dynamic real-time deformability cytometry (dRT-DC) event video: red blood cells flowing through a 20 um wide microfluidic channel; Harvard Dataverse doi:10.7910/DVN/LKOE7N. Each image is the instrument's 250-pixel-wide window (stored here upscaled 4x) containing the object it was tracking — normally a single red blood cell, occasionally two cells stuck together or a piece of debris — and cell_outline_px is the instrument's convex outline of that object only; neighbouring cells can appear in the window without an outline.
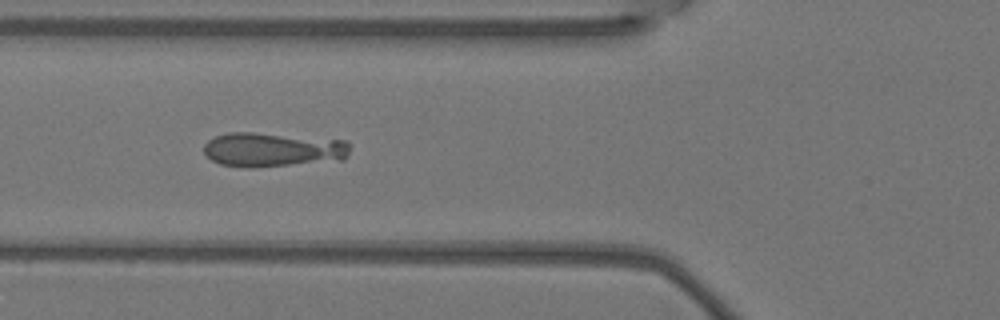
{"species": "Egyptian fruit bat (a non-hibernating species)", "species_latin": "Rousettus aegyptiacus", "temperature_condition": "warm", "stored_images_in_passage": 6, "camera_frame_rate_fps": 3000, "um_per_image_px": 0.085, "animal": {"sex": "female"}, "frame": {"image": 1, "passage_image": 5, "time_ms": 1.333, "image_size_px": [1000, 320], "cell_outline_px": [[348, 156], [344, 160], [252, 168], [244, 168], [220, 164], [212, 160], [204, 152], [204, 144], [208, 140], [216, 136], [228, 132], [252, 132], [348, 140]], "centroid_in_image_um": [23.19, 12.72], "position_along_channel_um": 102.6, "area_um2": 29.54}}